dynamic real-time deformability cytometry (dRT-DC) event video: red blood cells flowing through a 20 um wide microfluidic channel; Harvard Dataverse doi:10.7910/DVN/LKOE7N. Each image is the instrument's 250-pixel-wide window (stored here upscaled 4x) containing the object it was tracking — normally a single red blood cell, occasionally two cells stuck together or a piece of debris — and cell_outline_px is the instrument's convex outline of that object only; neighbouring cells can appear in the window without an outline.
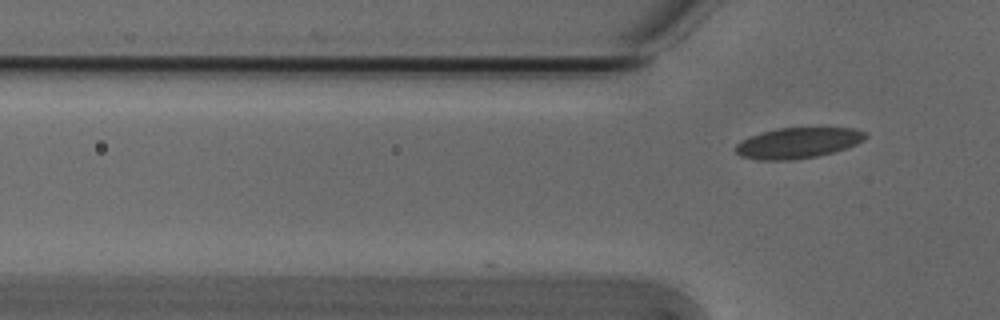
{"species": "Egyptian fruit bat (a non-hibernating species)", "species_latin": "Rousettus aegyptiacus", "temperature_condition": "cold", "stored_images_in_passage": 2, "camera_frame_rate_fps": 3000, "um_per_image_px": 0.085, "animal": {"sex": "male"}, "frame": {"image": 1, "passage_image": 2, "time_ms": 0.333, "image_size_px": [1000, 320], "cell_outline_px": [[868, 136], [864, 140], [848, 148], [820, 156], [796, 160], [760, 160], [740, 156], [732, 148], [740, 140], [748, 136], [760, 132], [780, 128], [852, 128], [868, 132]], "centroid_in_image_um": [67.81, 12.16], "position_along_channel_um": 58.0, "area_um2": 23.7}}